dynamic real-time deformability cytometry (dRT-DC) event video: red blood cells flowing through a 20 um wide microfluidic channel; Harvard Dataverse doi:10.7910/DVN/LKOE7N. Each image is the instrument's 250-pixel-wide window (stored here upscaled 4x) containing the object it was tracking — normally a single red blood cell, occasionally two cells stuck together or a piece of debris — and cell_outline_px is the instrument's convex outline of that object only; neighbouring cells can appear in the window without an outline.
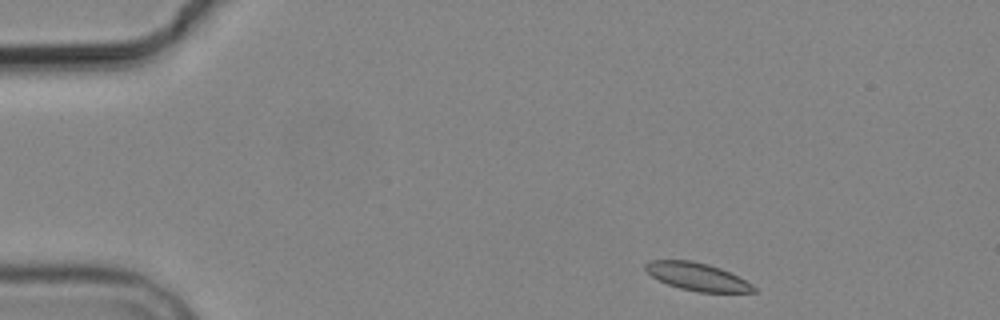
{"species": "common noctule bat (a hibernating species)", "species_latin": "Nyctalus noctula", "temperature_condition": "cold", "stored_images_in_passage": 5, "camera_frame_rate_fps": 3000, "um_per_image_px": 0.085, "animal": {"sex": "male", "body_mass_g": 19.2, "forearm_length_mm": 51.8}, "frame": {"image": 1, "passage_image": 1, "time_ms": 0.0, "image_size_px": [1000, 320], "cell_outline_px": [[756, 292], [700, 292], [680, 288], [668, 284], [652, 276], [644, 268], [644, 264], [648, 260], [692, 260], [708, 264], [720, 268], [752, 284], [756, 288]], "centroid_in_image_um": [59.24, 23.5], "position_along_channel_um": 25.8, "area_um2": 17.28}}
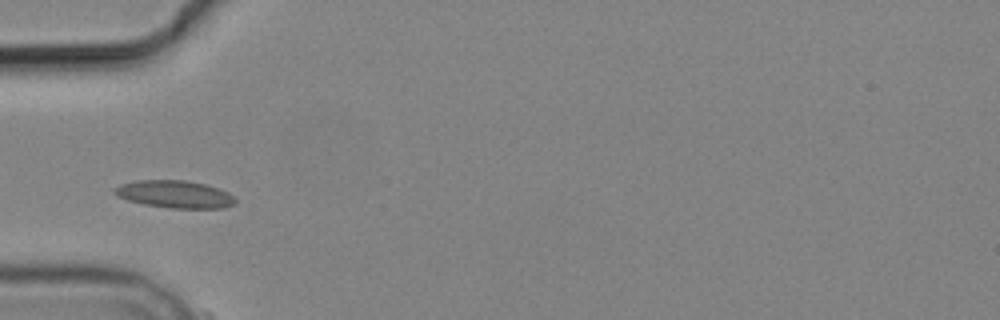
{"frame": {"image": 2, "passage_image": 4, "time_ms": 3.333, "image_size_px": [1000, 320], "cell_outline_px": [[236, 204], [224, 208], [168, 208], [144, 204], [128, 200], [116, 196], [112, 192], [112, 188], [120, 184], [136, 180], [184, 180], [204, 184], [228, 192], [236, 200]], "centroid_in_image_um": [14.81, 16.51], "position_along_channel_um": 70.2, "area_um2": 19.42}}
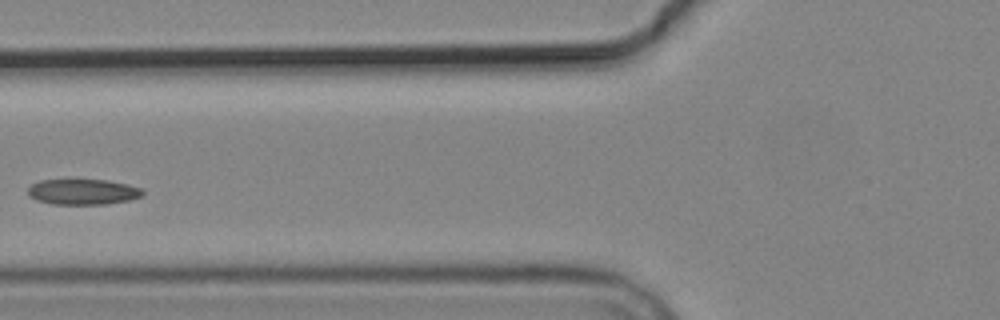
{"frame": {"image": 3, "passage_image": 5, "time_ms": 4.667, "image_size_px": [1000, 320], "cell_outline_px": [[144, 196], [132, 200], [104, 204], [52, 204], [36, 200], [28, 196], [28, 188], [32, 184], [40, 180], [76, 176], [108, 180], [128, 184], [144, 188]], "centroid_in_image_um": [7.06, 16.25], "position_along_channel_um": 118.7, "area_um2": 18.32}}